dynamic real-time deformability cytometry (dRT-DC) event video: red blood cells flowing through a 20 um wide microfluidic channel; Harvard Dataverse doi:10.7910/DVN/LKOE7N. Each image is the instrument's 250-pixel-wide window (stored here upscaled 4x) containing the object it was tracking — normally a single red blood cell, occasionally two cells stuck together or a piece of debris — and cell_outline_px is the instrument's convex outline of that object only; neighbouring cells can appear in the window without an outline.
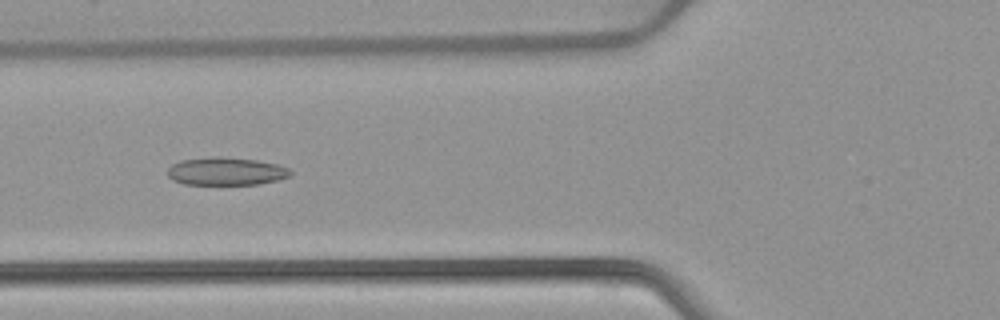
{"species": "common noctule bat (a hibernating species)", "species_latin": "Nyctalus noctula", "temperature_condition": "warm", "stored_images_in_passage": 37, "camera_frame_rate_fps": 3000, "um_per_image_px": 0.085, "animal": {"sex": "female", "body_mass_g": 22.7, "forearm_length_mm": 54.2}, "frame": {"image": 1, "passage_image": 5, "time_ms": 1.333, "image_size_px": [1000, 320], "cell_outline_px": [[292, 172], [288, 176], [276, 180], [260, 184], [184, 184], [172, 180], [168, 176], [168, 168], [172, 164], [180, 160], [212, 156], [220, 156], [256, 160], [276, 164], [288, 168]], "centroid_in_image_um": [19.17, 14.55], "position_along_channel_um": 106.6, "area_um2": 19.94}}
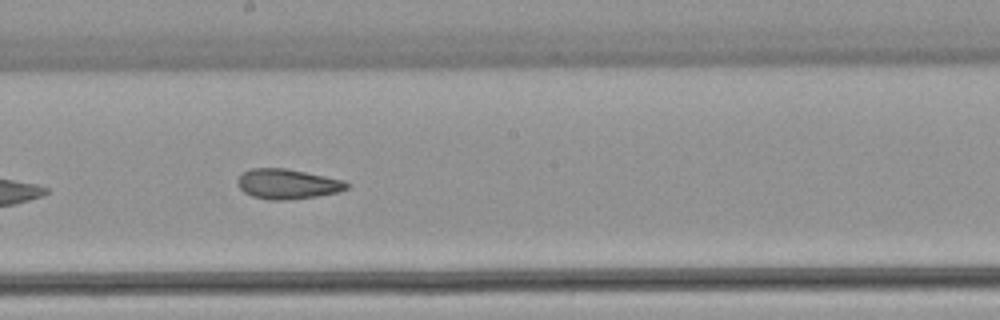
{"frame": {"image": 2, "passage_image": 14, "time_ms": 4.333, "image_size_px": [1000, 320], "cell_outline_px": [[348, 188], [336, 192], [316, 196], [284, 200], [268, 200], [252, 196], [244, 192], [240, 188], [236, 180], [244, 172], [252, 168], [284, 168], [344, 180], [348, 184]], "centroid_in_image_um": [24.4, 15.64], "position_along_channel_um": 223.8, "area_um2": 18.79}}
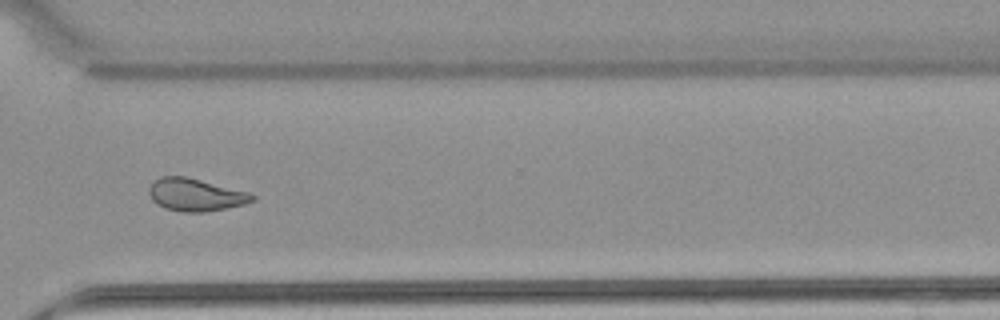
{"frame": {"image": 3, "passage_image": 24, "time_ms": 7.667, "image_size_px": [1000, 320], "cell_outline_px": [[256, 200], [244, 204], [204, 212], [184, 212], [164, 208], [156, 204], [152, 200], [148, 192], [148, 188], [152, 180], [160, 176], [188, 176], [248, 192], [256, 196]], "centroid_in_image_um": [16.58, 16.54], "position_along_channel_um": 354.0, "area_um2": 19.83}, "authors_computed_cell_mechanics": {"area_um2": 19.652, "velocity_mm_per_s": 3.9048, "shape_relaxation_time_tau1_ms": null, "shape_relaxation_time_tau2_ms": 2.3603, "deformation_change_tau1": null, "deformation_change_tau2": 0.0833}}